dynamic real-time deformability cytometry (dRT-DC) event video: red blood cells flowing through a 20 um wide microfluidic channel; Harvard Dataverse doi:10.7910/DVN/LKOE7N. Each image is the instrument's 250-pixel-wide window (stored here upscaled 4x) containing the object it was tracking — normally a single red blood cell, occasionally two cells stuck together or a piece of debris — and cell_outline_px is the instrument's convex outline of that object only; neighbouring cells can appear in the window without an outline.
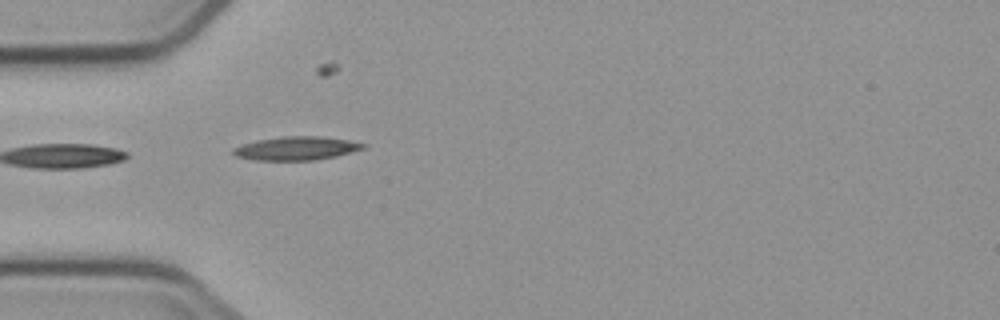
{"species": "common noctule bat (a hibernating species)", "species_latin": "Nyctalus noctula", "temperature_condition": "cold", "stored_images_in_passage": 1, "camera_frame_rate_fps": 3000, "um_per_image_px": 0.085, "animal": {"sex": "male", "body_mass_g": 23.1, "forearm_length_mm": 52.7}, "frame": {"image": 1, "passage_image": 1, "time_ms": 0.0, "image_size_px": [1000, 320], "cell_outline_px": [[368, 144], [364, 148], [336, 156], [312, 160], [252, 160], [236, 156], [232, 152], [232, 148], [256, 140], [280, 136], [324, 136], [348, 140]], "centroid_in_image_um": [25.18, 12.6], "position_along_channel_um": 59.8, "area_um2": 17.86}}